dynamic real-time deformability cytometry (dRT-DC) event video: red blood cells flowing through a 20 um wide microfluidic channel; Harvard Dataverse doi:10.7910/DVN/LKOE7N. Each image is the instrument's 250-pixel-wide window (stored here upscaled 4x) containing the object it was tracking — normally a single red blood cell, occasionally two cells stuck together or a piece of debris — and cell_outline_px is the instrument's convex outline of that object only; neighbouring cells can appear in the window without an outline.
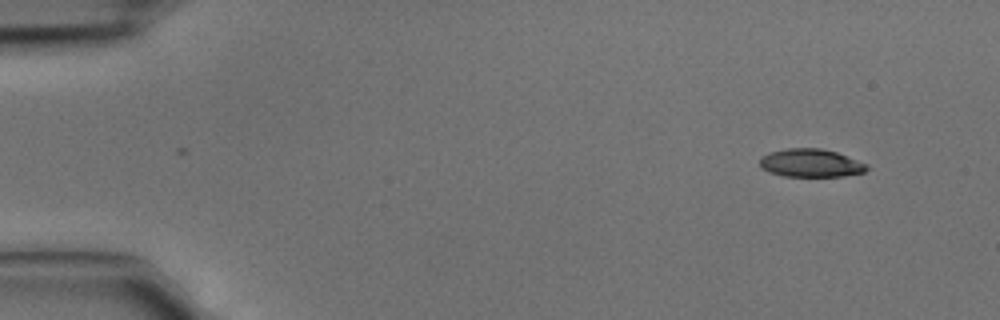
{"species": "common noctule bat (a hibernating species)", "species_latin": "Nyctalus noctula", "temperature_condition": "cold", "stored_images_in_passage": 4, "camera_frame_rate_fps": 3000, "um_per_image_px": 0.085, "animal": {"sex": "male", "body_mass_g": 15.6}, "frame": {"image": 1, "passage_image": 1, "time_ms": 0.0, "image_size_px": [1000, 320], "cell_outline_px": [[868, 168], [864, 172], [844, 176], [784, 176], [768, 172], [760, 168], [760, 156], [768, 152], [788, 148], [820, 148], [836, 152], [868, 164]], "centroid_in_image_um": [68.88, 13.85], "position_along_channel_um": 16.1, "area_um2": 17.63}}
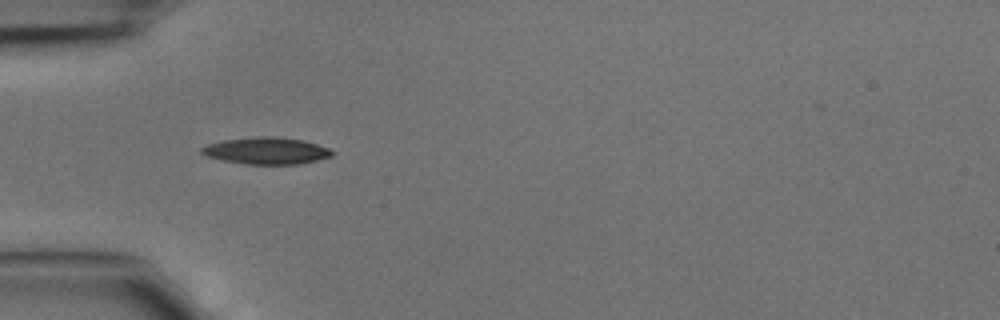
{"frame": {"image": 2, "passage_image": 3, "time_ms": 0.667, "image_size_px": [1000, 320], "cell_outline_px": [[332, 156], [300, 164], [244, 164], [224, 160], [208, 156], [200, 152], [200, 148], [208, 144], [224, 140], [260, 136], [276, 136], [304, 140], [328, 148], [332, 152]], "centroid_in_image_um": [22.64, 12.81], "position_along_channel_um": 62.4, "area_um2": 20.23}}